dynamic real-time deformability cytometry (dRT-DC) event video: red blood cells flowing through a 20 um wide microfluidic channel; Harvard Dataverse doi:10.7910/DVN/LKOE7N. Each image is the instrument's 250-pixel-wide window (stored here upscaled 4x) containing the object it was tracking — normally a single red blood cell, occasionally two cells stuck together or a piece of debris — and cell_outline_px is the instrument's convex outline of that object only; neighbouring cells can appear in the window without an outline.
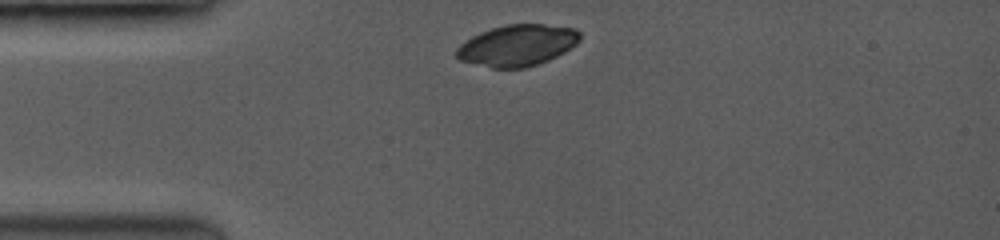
{"species": "common noctule bat (a hibernating species)", "species_latin": "Nyctalus noctula", "temperature_condition": "room temperature", "stored_images_in_passage": 35, "camera_frame_rate_fps": 3500, "um_per_image_px": 0.085, "animal": {"sex": "female", "body_mass_g": 19.0, "forearm_length_mm": 53.3}, "frame": {"image": 1, "passage_image": 1, "time_ms": 0.0, "image_size_px": [1000, 240], "cell_outline_px": [[580, 40], [576, 44], [564, 52], [548, 60], [524, 68], [492, 68], [460, 60], [456, 56], [456, 48], [460, 44], [472, 36], [480, 32], [504, 24], [544, 24], [572, 28], [580, 32]], "centroid_in_image_um": [43.95, 3.85], "position_along_channel_um": 41.0, "area_um2": 29.59}}
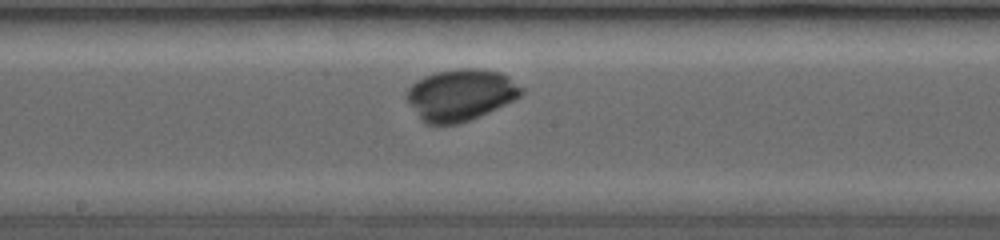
{"frame": {"image": 2, "passage_image": 18, "time_ms": 4.857, "image_size_px": [1000, 240], "cell_outline_px": [[524, 88], [520, 96], [512, 100], [468, 120], [456, 124], [424, 124], [420, 120], [408, 100], [408, 88], [416, 80], [424, 76], [436, 72], [456, 68], [476, 68], [500, 72], [508, 76]], "centroid_in_image_um": [39.13, 8.04], "position_along_channel_um": 209.1, "area_um2": 33.99}}
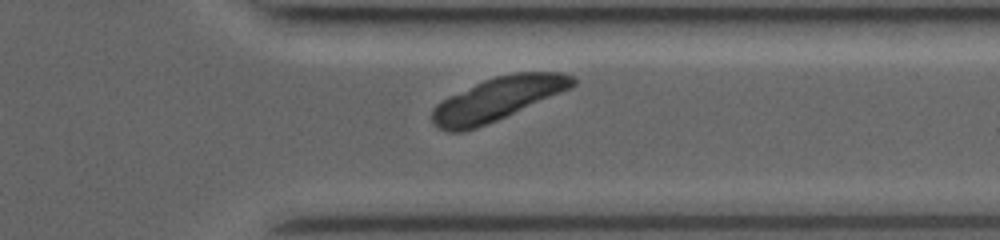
{"frame": {"image": 3, "passage_image": 31, "time_ms": 8.857, "image_size_px": [1000, 240], "cell_outline_px": [[576, 84], [560, 92], [496, 120], [476, 128], [464, 132], [448, 132], [436, 128], [432, 124], [432, 108], [436, 104], [448, 96], [484, 80], [496, 76], [516, 72], [560, 72], [572, 76], [576, 80]], "centroid_in_image_um": [42.2, 8.42], "position_along_channel_um": 369.2, "area_um2": 34.91}}